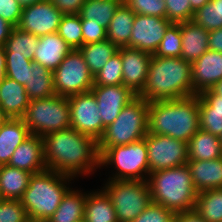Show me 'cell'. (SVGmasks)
Segmentation results:
<instances>
[{
  "label": "cell",
  "instance_id": "obj_1",
  "mask_svg": "<svg viewBox=\"0 0 222 222\" xmlns=\"http://www.w3.org/2000/svg\"><path fill=\"white\" fill-rule=\"evenodd\" d=\"M42 139L48 170L76 179L100 168L98 142L94 138L69 128L48 133Z\"/></svg>",
  "mask_w": 222,
  "mask_h": 222
},
{
  "label": "cell",
  "instance_id": "obj_2",
  "mask_svg": "<svg viewBox=\"0 0 222 222\" xmlns=\"http://www.w3.org/2000/svg\"><path fill=\"white\" fill-rule=\"evenodd\" d=\"M199 129L198 95L149 102L148 134L167 135L188 143Z\"/></svg>",
  "mask_w": 222,
  "mask_h": 222
},
{
  "label": "cell",
  "instance_id": "obj_3",
  "mask_svg": "<svg viewBox=\"0 0 222 222\" xmlns=\"http://www.w3.org/2000/svg\"><path fill=\"white\" fill-rule=\"evenodd\" d=\"M137 96L148 102L193 96L191 63L152 54L144 88Z\"/></svg>",
  "mask_w": 222,
  "mask_h": 222
},
{
  "label": "cell",
  "instance_id": "obj_4",
  "mask_svg": "<svg viewBox=\"0 0 222 222\" xmlns=\"http://www.w3.org/2000/svg\"><path fill=\"white\" fill-rule=\"evenodd\" d=\"M147 182L153 203L174 213L195 208L198 192L186 164L150 173Z\"/></svg>",
  "mask_w": 222,
  "mask_h": 222
},
{
  "label": "cell",
  "instance_id": "obj_5",
  "mask_svg": "<svg viewBox=\"0 0 222 222\" xmlns=\"http://www.w3.org/2000/svg\"><path fill=\"white\" fill-rule=\"evenodd\" d=\"M73 177L46 169L32 174L29 186L20 199L31 222H45L60 205L70 189Z\"/></svg>",
  "mask_w": 222,
  "mask_h": 222
},
{
  "label": "cell",
  "instance_id": "obj_6",
  "mask_svg": "<svg viewBox=\"0 0 222 222\" xmlns=\"http://www.w3.org/2000/svg\"><path fill=\"white\" fill-rule=\"evenodd\" d=\"M149 102L136 96L120 112L116 120L105 128L98 140L101 154L106 148L127 145L146 137L148 133Z\"/></svg>",
  "mask_w": 222,
  "mask_h": 222
},
{
  "label": "cell",
  "instance_id": "obj_7",
  "mask_svg": "<svg viewBox=\"0 0 222 222\" xmlns=\"http://www.w3.org/2000/svg\"><path fill=\"white\" fill-rule=\"evenodd\" d=\"M108 166L116 171L107 180H147L149 164L145 138L106 148L100 154V169Z\"/></svg>",
  "mask_w": 222,
  "mask_h": 222
},
{
  "label": "cell",
  "instance_id": "obj_8",
  "mask_svg": "<svg viewBox=\"0 0 222 222\" xmlns=\"http://www.w3.org/2000/svg\"><path fill=\"white\" fill-rule=\"evenodd\" d=\"M31 134L44 136L51 132L71 128L68 97L55 95L30 100L22 117Z\"/></svg>",
  "mask_w": 222,
  "mask_h": 222
},
{
  "label": "cell",
  "instance_id": "obj_9",
  "mask_svg": "<svg viewBox=\"0 0 222 222\" xmlns=\"http://www.w3.org/2000/svg\"><path fill=\"white\" fill-rule=\"evenodd\" d=\"M103 185L118 222H132L152 202L147 180H107Z\"/></svg>",
  "mask_w": 222,
  "mask_h": 222
},
{
  "label": "cell",
  "instance_id": "obj_10",
  "mask_svg": "<svg viewBox=\"0 0 222 222\" xmlns=\"http://www.w3.org/2000/svg\"><path fill=\"white\" fill-rule=\"evenodd\" d=\"M56 95L70 97L89 92L94 86L91 74L82 53L73 49L53 71Z\"/></svg>",
  "mask_w": 222,
  "mask_h": 222
},
{
  "label": "cell",
  "instance_id": "obj_11",
  "mask_svg": "<svg viewBox=\"0 0 222 222\" xmlns=\"http://www.w3.org/2000/svg\"><path fill=\"white\" fill-rule=\"evenodd\" d=\"M149 174L185 165L188 162L187 143L167 135L148 134L145 137Z\"/></svg>",
  "mask_w": 222,
  "mask_h": 222
},
{
  "label": "cell",
  "instance_id": "obj_12",
  "mask_svg": "<svg viewBox=\"0 0 222 222\" xmlns=\"http://www.w3.org/2000/svg\"><path fill=\"white\" fill-rule=\"evenodd\" d=\"M71 128L97 142L105 128L94 94L89 91L68 97Z\"/></svg>",
  "mask_w": 222,
  "mask_h": 222
},
{
  "label": "cell",
  "instance_id": "obj_13",
  "mask_svg": "<svg viewBox=\"0 0 222 222\" xmlns=\"http://www.w3.org/2000/svg\"><path fill=\"white\" fill-rule=\"evenodd\" d=\"M63 15L51 1L44 0L24 6L17 27L22 31L41 37L58 32Z\"/></svg>",
  "mask_w": 222,
  "mask_h": 222
},
{
  "label": "cell",
  "instance_id": "obj_14",
  "mask_svg": "<svg viewBox=\"0 0 222 222\" xmlns=\"http://www.w3.org/2000/svg\"><path fill=\"white\" fill-rule=\"evenodd\" d=\"M170 24L166 18L135 14L129 47L154 54Z\"/></svg>",
  "mask_w": 222,
  "mask_h": 222
},
{
  "label": "cell",
  "instance_id": "obj_15",
  "mask_svg": "<svg viewBox=\"0 0 222 222\" xmlns=\"http://www.w3.org/2000/svg\"><path fill=\"white\" fill-rule=\"evenodd\" d=\"M90 91L97 100L104 128L112 124L121 110L137 96L123 84L115 86L94 85Z\"/></svg>",
  "mask_w": 222,
  "mask_h": 222
},
{
  "label": "cell",
  "instance_id": "obj_16",
  "mask_svg": "<svg viewBox=\"0 0 222 222\" xmlns=\"http://www.w3.org/2000/svg\"><path fill=\"white\" fill-rule=\"evenodd\" d=\"M118 52L123 65V85L138 95L144 88L152 54L131 47H120Z\"/></svg>",
  "mask_w": 222,
  "mask_h": 222
},
{
  "label": "cell",
  "instance_id": "obj_17",
  "mask_svg": "<svg viewBox=\"0 0 222 222\" xmlns=\"http://www.w3.org/2000/svg\"><path fill=\"white\" fill-rule=\"evenodd\" d=\"M193 95L211 89L222 80V53L208 49L191 64Z\"/></svg>",
  "mask_w": 222,
  "mask_h": 222
},
{
  "label": "cell",
  "instance_id": "obj_18",
  "mask_svg": "<svg viewBox=\"0 0 222 222\" xmlns=\"http://www.w3.org/2000/svg\"><path fill=\"white\" fill-rule=\"evenodd\" d=\"M9 166L36 174L47 169L44 159L43 139L31 134L16 147L8 163Z\"/></svg>",
  "mask_w": 222,
  "mask_h": 222
},
{
  "label": "cell",
  "instance_id": "obj_19",
  "mask_svg": "<svg viewBox=\"0 0 222 222\" xmlns=\"http://www.w3.org/2000/svg\"><path fill=\"white\" fill-rule=\"evenodd\" d=\"M70 51H72L70 46L57 32L50 33L39 37L38 48L35 51L33 62L53 72Z\"/></svg>",
  "mask_w": 222,
  "mask_h": 222
},
{
  "label": "cell",
  "instance_id": "obj_20",
  "mask_svg": "<svg viewBox=\"0 0 222 222\" xmlns=\"http://www.w3.org/2000/svg\"><path fill=\"white\" fill-rule=\"evenodd\" d=\"M30 99L24 85L5 77L0 83V108L11 119H22Z\"/></svg>",
  "mask_w": 222,
  "mask_h": 222
},
{
  "label": "cell",
  "instance_id": "obj_21",
  "mask_svg": "<svg viewBox=\"0 0 222 222\" xmlns=\"http://www.w3.org/2000/svg\"><path fill=\"white\" fill-rule=\"evenodd\" d=\"M196 191L222 188V157L213 160H188Z\"/></svg>",
  "mask_w": 222,
  "mask_h": 222
},
{
  "label": "cell",
  "instance_id": "obj_22",
  "mask_svg": "<svg viewBox=\"0 0 222 222\" xmlns=\"http://www.w3.org/2000/svg\"><path fill=\"white\" fill-rule=\"evenodd\" d=\"M182 50L181 58L193 63L209 49V31L193 21L180 23Z\"/></svg>",
  "mask_w": 222,
  "mask_h": 222
},
{
  "label": "cell",
  "instance_id": "obj_23",
  "mask_svg": "<svg viewBox=\"0 0 222 222\" xmlns=\"http://www.w3.org/2000/svg\"><path fill=\"white\" fill-rule=\"evenodd\" d=\"M30 135L22 119L9 118L0 128V165H7L16 147Z\"/></svg>",
  "mask_w": 222,
  "mask_h": 222
},
{
  "label": "cell",
  "instance_id": "obj_24",
  "mask_svg": "<svg viewBox=\"0 0 222 222\" xmlns=\"http://www.w3.org/2000/svg\"><path fill=\"white\" fill-rule=\"evenodd\" d=\"M87 193L72 187L63 196L54 214L45 222H84Z\"/></svg>",
  "mask_w": 222,
  "mask_h": 222
},
{
  "label": "cell",
  "instance_id": "obj_25",
  "mask_svg": "<svg viewBox=\"0 0 222 222\" xmlns=\"http://www.w3.org/2000/svg\"><path fill=\"white\" fill-rule=\"evenodd\" d=\"M96 190L87 192L84 222H118L110 197L102 188Z\"/></svg>",
  "mask_w": 222,
  "mask_h": 222
},
{
  "label": "cell",
  "instance_id": "obj_26",
  "mask_svg": "<svg viewBox=\"0 0 222 222\" xmlns=\"http://www.w3.org/2000/svg\"><path fill=\"white\" fill-rule=\"evenodd\" d=\"M32 173L7 165H0V199L20 200L29 186Z\"/></svg>",
  "mask_w": 222,
  "mask_h": 222
},
{
  "label": "cell",
  "instance_id": "obj_27",
  "mask_svg": "<svg viewBox=\"0 0 222 222\" xmlns=\"http://www.w3.org/2000/svg\"><path fill=\"white\" fill-rule=\"evenodd\" d=\"M188 160H213L222 157L219 136L199 129L187 143Z\"/></svg>",
  "mask_w": 222,
  "mask_h": 222
},
{
  "label": "cell",
  "instance_id": "obj_28",
  "mask_svg": "<svg viewBox=\"0 0 222 222\" xmlns=\"http://www.w3.org/2000/svg\"><path fill=\"white\" fill-rule=\"evenodd\" d=\"M135 13L124 3L114 13L107 31V39L118 48L129 47Z\"/></svg>",
  "mask_w": 222,
  "mask_h": 222
},
{
  "label": "cell",
  "instance_id": "obj_29",
  "mask_svg": "<svg viewBox=\"0 0 222 222\" xmlns=\"http://www.w3.org/2000/svg\"><path fill=\"white\" fill-rule=\"evenodd\" d=\"M29 70L28 85L25 87L30 100L49 98L56 95L53 72L46 67L33 62Z\"/></svg>",
  "mask_w": 222,
  "mask_h": 222
},
{
  "label": "cell",
  "instance_id": "obj_30",
  "mask_svg": "<svg viewBox=\"0 0 222 222\" xmlns=\"http://www.w3.org/2000/svg\"><path fill=\"white\" fill-rule=\"evenodd\" d=\"M118 47L108 39L96 43L84 44L79 48L93 76L107 64L109 59L118 52Z\"/></svg>",
  "mask_w": 222,
  "mask_h": 222
},
{
  "label": "cell",
  "instance_id": "obj_31",
  "mask_svg": "<svg viewBox=\"0 0 222 222\" xmlns=\"http://www.w3.org/2000/svg\"><path fill=\"white\" fill-rule=\"evenodd\" d=\"M122 4L123 0H85L79 15L81 19L101 23L107 29L114 13Z\"/></svg>",
  "mask_w": 222,
  "mask_h": 222
},
{
  "label": "cell",
  "instance_id": "obj_32",
  "mask_svg": "<svg viewBox=\"0 0 222 222\" xmlns=\"http://www.w3.org/2000/svg\"><path fill=\"white\" fill-rule=\"evenodd\" d=\"M39 37L14 27L4 44L5 56H23L33 61Z\"/></svg>",
  "mask_w": 222,
  "mask_h": 222
},
{
  "label": "cell",
  "instance_id": "obj_33",
  "mask_svg": "<svg viewBox=\"0 0 222 222\" xmlns=\"http://www.w3.org/2000/svg\"><path fill=\"white\" fill-rule=\"evenodd\" d=\"M195 210L207 222H222V188L199 192Z\"/></svg>",
  "mask_w": 222,
  "mask_h": 222
},
{
  "label": "cell",
  "instance_id": "obj_34",
  "mask_svg": "<svg viewBox=\"0 0 222 222\" xmlns=\"http://www.w3.org/2000/svg\"><path fill=\"white\" fill-rule=\"evenodd\" d=\"M192 21L206 31L222 28V0H210L193 15Z\"/></svg>",
  "mask_w": 222,
  "mask_h": 222
},
{
  "label": "cell",
  "instance_id": "obj_35",
  "mask_svg": "<svg viewBox=\"0 0 222 222\" xmlns=\"http://www.w3.org/2000/svg\"><path fill=\"white\" fill-rule=\"evenodd\" d=\"M57 33L72 50L79 49L83 46L81 16L79 14H64Z\"/></svg>",
  "mask_w": 222,
  "mask_h": 222
},
{
  "label": "cell",
  "instance_id": "obj_36",
  "mask_svg": "<svg viewBox=\"0 0 222 222\" xmlns=\"http://www.w3.org/2000/svg\"><path fill=\"white\" fill-rule=\"evenodd\" d=\"M181 50L180 23H171L166 29L163 39L153 55L156 57H181Z\"/></svg>",
  "mask_w": 222,
  "mask_h": 222
},
{
  "label": "cell",
  "instance_id": "obj_37",
  "mask_svg": "<svg viewBox=\"0 0 222 222\" xmlns=\"http://www.w3.org/2000/svg\"><path fill=\"white\" fill-rule=\"evenodd\" d=\"M121 54L117 52L94 76V85L115 86L123 84Z\"/></svg>",
  "mask_w": 222,
  "mask_h": 222
},
{
  "label": "cell",
  "instance_id": "obj_38",
  "mask_svg": "<svg viewBox=\"0 0 222 222\" xmlns=\"http://www.w3.org/2000/svg\"><path fill=\"white\" fill-rule=\"evenodd\" d=\"M5 58L6 76L26 87L28 85L29 70H33V61L23 56H5Z\"/></svg>",
  "mask_w": 222,
  "mask_h": 222
},
{
  "label": "cell",
  "instance_id": "obj_39",
  "mask_svg": "<svg viewBox=\"0 0 222 222\" xmlns=\"http://www.w3.org/2000/svg\"><path fill=\"white\" fill-rule=\"evenodd\" d=\"M135 14L166 18L165 0H123Z\"/></svg>",
  "mask_w": 222,
  "mask_h": 222
},
{
  "label": "cell",
  "instance_id": "obj_40",
  "mask_svg": "<svg viewBox=\"0 0 222 222\" xmlns=\"http://www.w3.org/2000/svg\"><path fill=\"white\" fill-rule=\"evenodd\" d=\"M0 222H31L22 202L16 199H0Z\"/></svg>",
  "mask_w": 222,
  "mask_h": 222
},
{
  "label": "cell",
  "instance_id": "obj_41",
  "mask_svg": "<svg viewBox=\"0 0 222 222\" xmlns=\"http://www.w3.org/2000/svg\"><path fill=\"white\" fill-rule=\"evenodd\" d=\"M165 3L166 19L171 23L192 21L194 12L190 0H165Z\"/></svg>",
  "mask_w": 222,
  "mask_h": 222
},
{
  "label": "cell",
  "instance_id": "obj_42",
  "mask_svg": "<svg viewBox=\"0 0 222 222\" xmlns=\"http://www.w3.org/2000/svg\"><path fill=\"white\" fill-rule=\"evenodd\" d=\"M175 213L164 206L151 202L132 222H173Z\"/></svg>",
  "mask_w": 222,
  "mask_h": 222
},
{
  "label": "cell",
  "instance_id": "obj_43",
  "mask_svg": "<svg viewBox=\"0 0 222 222\" xmlns=\"http://www.w3.org/2000/svg\"><path fill=\"white\" fill-rule=\"evenodd\" d=\"M199 96V114L222 115V97L212 89L202 91Z\"/></svg>",
  "mask_w": 222,
  "mask_h": 222
},
{
  "label": "cell",
  "instance_id": "obj_44",
  "mask_svg": "<svg viewBox=\"0 0 222 222\" xmlns=\"http://www.w3.org/2000/svg\"><path fill=\"white\" fill-rule=\"evenodd\" d=\"M83 45L91 44L107 39V30L101 23L90 22L88 19H81Z\"/></svg>",
  "mask_w": 222,
  "mask_h": 222
},
{
  "label": "cell",
  "instance_id": "obj_45",
  "mask_svg": "<svg viewBox=\"0 0 222 222\" xmlns=\"http://www.w3.org/2000/svg\"><path fill=\"white\" fill-rule=\"evenodd\" d=\"M22 8L18 0H0V17L17 27L21 18Z\"/></svg>",
  "mask_w": 222,
  "mask_h": 222
},
{
  "label": "cell",
  "instance_id": "obj_46",
  "mask_svg": "<svg viewBox=\"0 0 222 222\" xmlns=\"http://www.w3.org/2000/svg\"><path fill=\"white\" fill-rule=\"evenodd\" d=\"M199 128L220 137L222 134V115L199 114Z\"/></svg>",
  "mask_w": 222,
  "mask_h": 222
},
{
  "label": "cell",
  "instance_id": "obj_47",
  "mask_svg": "<svg viewBox=\"0 0 222 222\" xmlns=\"http://www.w3.org/2000/svg\"><path fill=\"white\" fill-rule=\"evenodd\" d=\"M63 14H79L85 0H49Z\"/></svg>",
  "mask_w": 222,
  "mask_h": 222
},
{
  "label": "cell",
  "instance_id": "obj_48",
  "mask_svg": "<svg viewBox=\"0 0 222 222\" xmlns=\"http://www.w3.org/2000/svg\"><path fill=\"white\" fill-rule=\"evenodd\" d=\"M173 222H207L194 209L175 213Z\"/></svg>",
  "mask_w": 222,
  "mask_h": 222
},
{
  "label": "cell",
  "instance_id": "obj_49",
  "mask_svg": "<svg viewBox=\"0 0 222 222\" xmlns=\"http://www.w3.org/2000/svg\"><path fill=\"white\" fill-rule=\"evenodd\" d=\"M209 49L222 53V28L209 31Z\"/></svg>",
  "mask_w": 222,
  "mask_h": 222
},
{
  "label": "cell",
  "instance_id": "obj_50",
  "mask_svg": "<svg viewBox=\"0 0 222 222\" xmlns=\"http://www.w3.org/2000/svg\"><path fill=\"white\" fill-rule=\"evenodd\" d=\"M14 26L0 17V46H4Z\"/></svg>",
  "mask_w": 222,
  "mask_h": 222
},
{
  "label": "cell",
  "instance_id": "obj_51",
  "mask_svg": "<svg viewBox=\"0 0 222 222\" xmlns=\"http://www.w3.org/2000/svg\"><path fill=\"white\" fill-rule=\"evenodd\" d=\"M6 77V58H5V49L3 46H0V83Z\"/></svg>",
  "mask_w": 222,
  "mask_h": 222
},
{
  "label": "cell",
  "instance_id": "obj_52",
  "mask_svg": "<svg viewBox=\"0 0 222 222\" xmlns=\"http://www.w3.org/2000/svg\"><path fill=\"white\" fill-rule=\"evenodd\" d=\"M210 0H190L192 11L195 13L198 11L204 4L208 3Z\"/></svg>",
  "mask_w": 222,
  "mask_h": 222
},
{
  "label": "cell",
  "instance_id": "obj_53",
  "mask_svg": "<svg viewBox=\"0 0 222 222\" xmlns=\"http://www.w3.org/2000/svg\"><path fill=\"white\" fill-rule=\"evenodd\" d=\"M216 94L222 97V80L217 82L212 88H211Z\"/></svg>",
  "mask_w": 222,
  "mask_h": 222
},
{
  "label": "cell",
  "instance_id": "obj_54",
  "mask_svg": "<svg viewBox=\"0 0 222 222\" xmlns=\"http://www.w3.org/2000/svg\"><path fill=\"white\" fill-rule=\"evenodd\" d=\"M41 1H44V0H18V2L22 5V7L27 6V5H32Z\"/></svg>",
  "mask_w": 222,
  "mask_h": 222
},
{
  "label": "cell",
  "instance_id": "obj_55",
  "mask_svg": "<svg viewBox=\"0 0 222 222\" xmlns=\"http://www.w3.org/2000/svg\"><path fill=\"white\" fill-rule=\"evenodd\" d=\"M9 118L5 115L4 111L0 108V128L4 125V123L8 120Z\"/></svg>",
  "mask_w": 222,
  "mask_h": 222
},
{
  "label": "cell",
  "instance_id": "obj_56",
  "mask_svg": "<svg viewBox=\"0 0 222 222\" xmlns=\"http://www.w3.org/2000/svg\"><path fill=\"white\" fill-rule=\"evenodd\" d=\"M219 138H220V142H221V145H222V134H221V136Z\"/></svg>",
  "mask_w": 222,
  "mask_h": 222
}]
</instances>
